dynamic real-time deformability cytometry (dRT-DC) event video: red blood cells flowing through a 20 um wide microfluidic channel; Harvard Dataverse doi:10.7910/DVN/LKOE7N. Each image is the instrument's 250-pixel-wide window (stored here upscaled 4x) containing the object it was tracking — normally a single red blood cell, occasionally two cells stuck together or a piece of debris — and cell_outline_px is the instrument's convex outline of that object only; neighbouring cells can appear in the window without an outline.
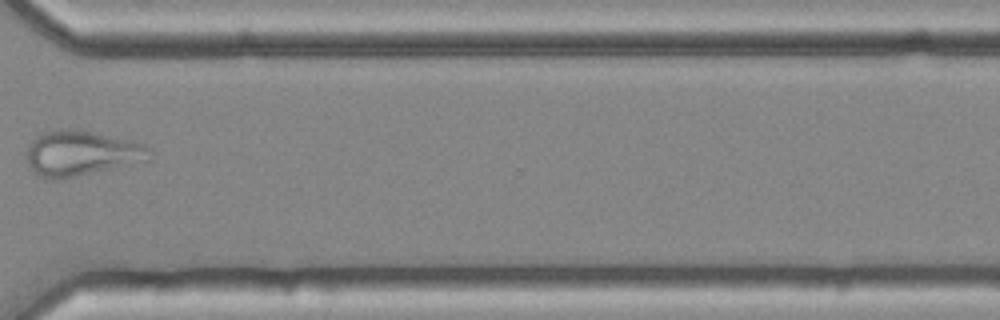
{"species": "common noctule bat (a hibernating species)", "species_latin": "Nyctalus noctula", "temperature_condition": "cold", "stored_images_in_passage": 11, "camera_frame_rate_fps": 3000, "um_per_image_px": 0.085, "animal": {"sex": "female", "body_mass_g": 25.1}, "frame": {"image": 1, "passage_image": 8, "time_ms": 2.333, "image_size_px": [1000, 320], "cell_outline_px": [[152, 160], [56, 180], [44, 180], [28, 164], [24, 156], [28, 144], [36, 136], [52, 128], [68, 128], [88, 132], [144, 144], [152, 148]], "centroid_in_image_um": [6.87, 13.03], "position_along_channel_um": 363.7, "area_um2": 32.48}}